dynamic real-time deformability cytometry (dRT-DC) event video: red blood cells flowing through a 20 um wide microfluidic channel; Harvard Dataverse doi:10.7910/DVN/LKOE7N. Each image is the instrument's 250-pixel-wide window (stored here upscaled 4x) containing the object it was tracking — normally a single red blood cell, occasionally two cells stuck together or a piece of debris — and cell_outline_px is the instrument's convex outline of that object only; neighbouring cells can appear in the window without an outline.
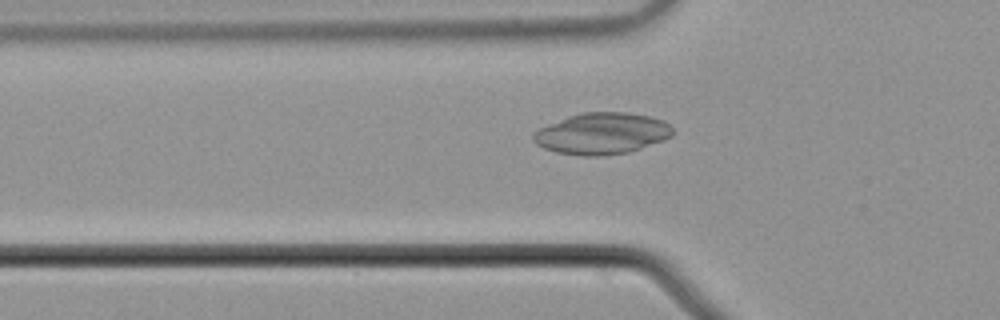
{"species": "common noctule bat (a hibernating species)", "species_latin": "Nyctalus noctula", "temperature_condition": "cold", "stored_images_in_passage": 48, "camera_frame_rate_fps": 3000, "um_per_image_px": 0.085, "animal": {"sex": "male", "body_mass_g": 21.5, "forearm_length_mm": 52.0}, "frame": {"image": 1, "passage_image": 12, "time_ms": 3.667, "image_size_px": [1000, 320], "cell_outline_px": [[672, 136], [664, 140], [628, 152], [600, 156], [580, 156], [556, 152], [544, 148], [536, 144], [532, 140], [532, 136], [540, 128], [548, 124], [568, 116], [580, 112], [628, 112], [648, 116], [664, 120], [672, 128]], "centroid_in_image_um": [51.15, 11.35], "position_along_channel_um": 74.7, "area_um2": 33.64}}
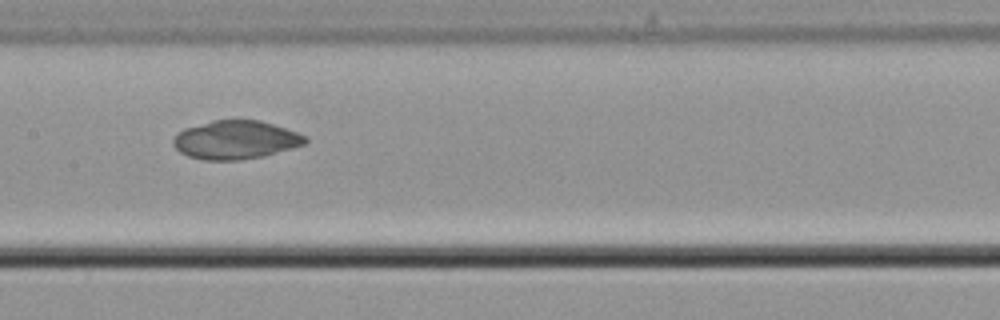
{"frame": {"image": 2, "passage_image": 21, "time_ms": 6.667, "image_size_px": [1000, 320], "cell_outline_px": [[308, 140], [304, 144], [264, 156], [240, 160], [204, 160], [188, 156], [180, 152], [172, 144], [172, 140], [176, 132], [184, 128], [212, 120], [260, 120], [308, 136]], "centroid_in_image_um": [19.99, 11.89], "position_along_channel_um": 187.4, "area_um2": 29.65}}
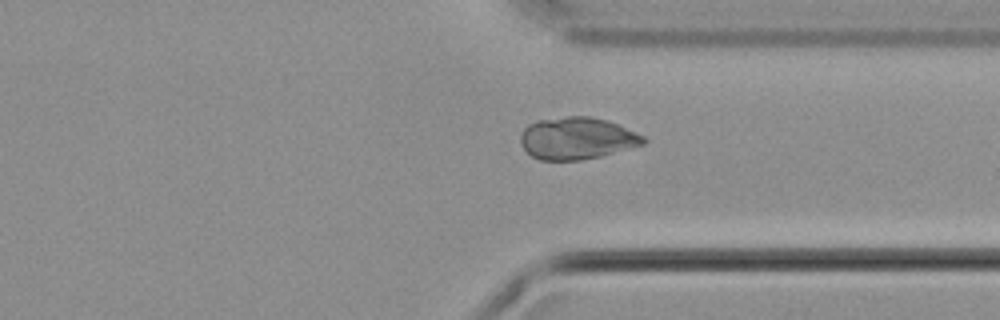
{"frame": {"image": 3, "passage_image": 35, "time_ms": 11.333, "image_size_px": [1000, 320], "cell_outline_px": [[648, 140], [644, 144], [600, 156], [580, 160], [540, 160], [532, 156], [520, 144], [520, 136], [524, 128], [528, 124], [540, 120], [568, 116], [592, 116], [608, 120], [636, 132], [644, 136]], "centroid_in_image_um": [49.04, 11.75], "position_along_channel_um": 362.4, "area_um2": 30.11}}